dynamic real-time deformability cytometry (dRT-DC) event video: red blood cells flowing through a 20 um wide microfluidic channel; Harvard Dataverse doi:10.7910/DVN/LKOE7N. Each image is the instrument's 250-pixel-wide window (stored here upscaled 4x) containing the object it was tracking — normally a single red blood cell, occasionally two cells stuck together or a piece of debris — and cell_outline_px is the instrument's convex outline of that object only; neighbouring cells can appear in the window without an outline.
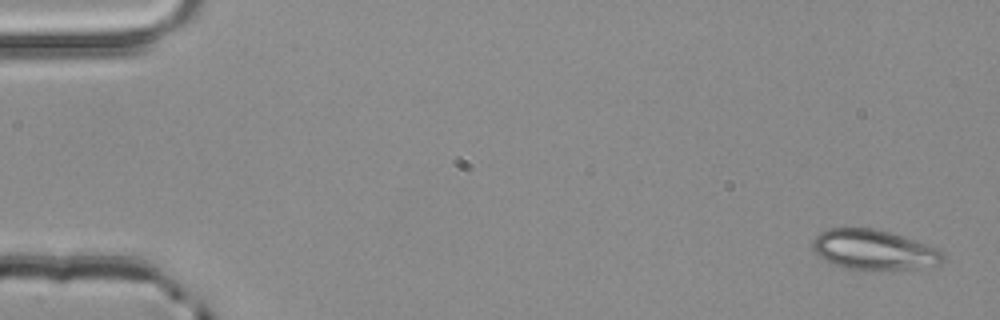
{"species": "common noctule bat (a hibernating species)", "species_latin": "Nyctalus noctula", "temperature_condition": "room temperature", "stored_images_in_passage": 4, "camera_frame_rate_fps": 3000, "um_per_image_px": 0.085, "animal": {"sex": "male", "body_mass_g": 20.4}, "frame": {"image": 1, "passage_image": 1, "time_ms": 0.0, "image_size_px": [1000, 320], "cell_outline_px": [[944, 260], [936, 268], [880, 272], [864, 272], [844, 268], [832, 264], [824, 260], [812, 248], [812, 240], [820, 232], [828, 228], [872, 228], [904, 236], [940, 248], [944, 256]], "centroid_in_image_um": [74.36, 21.3], "position_along_channel_um": 10.6, "area_um2": 31.91}}